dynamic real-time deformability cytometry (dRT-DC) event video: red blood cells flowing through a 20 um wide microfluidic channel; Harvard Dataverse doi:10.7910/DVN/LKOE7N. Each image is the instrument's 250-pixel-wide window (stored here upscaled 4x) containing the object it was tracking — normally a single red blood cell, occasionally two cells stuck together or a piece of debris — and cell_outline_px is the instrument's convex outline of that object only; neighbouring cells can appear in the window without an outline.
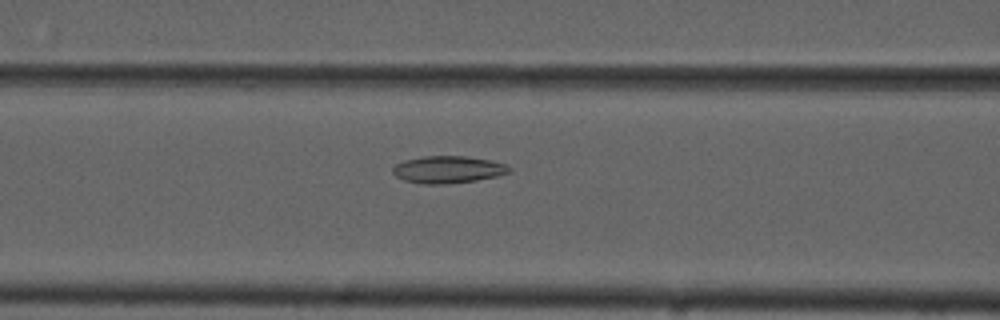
{"species": "common noctule bat (a hibernating species)", "species_latin": "Nyctalus noctula", "temperature_condition": "cold", "stored_images_in_passage": 15, "camera_frame_rate_fps": 3000, "um_per_image_px": 0.085, "animal": {"sex": "male", "forearm_length_mm": 52.5}, "frame": {"image": 1, "passage_image": 13, "time_ms": 4.0, "image_size_px": [1000, 320], "cell_outline_px": [[512, 172], [496, 176], [476, 180], [444, 184], [420, 184], [404, 180], [396, 176], [392, 172], [392, 168], [396, 164], [404, 160], [424, 156], [464, 156], [488, 160], [504, 164], [512, 168]], "centroid_in_image_um": [38.06, 14.41], "position_along_channel_um": 128.5, "area_um2": 18.38}}